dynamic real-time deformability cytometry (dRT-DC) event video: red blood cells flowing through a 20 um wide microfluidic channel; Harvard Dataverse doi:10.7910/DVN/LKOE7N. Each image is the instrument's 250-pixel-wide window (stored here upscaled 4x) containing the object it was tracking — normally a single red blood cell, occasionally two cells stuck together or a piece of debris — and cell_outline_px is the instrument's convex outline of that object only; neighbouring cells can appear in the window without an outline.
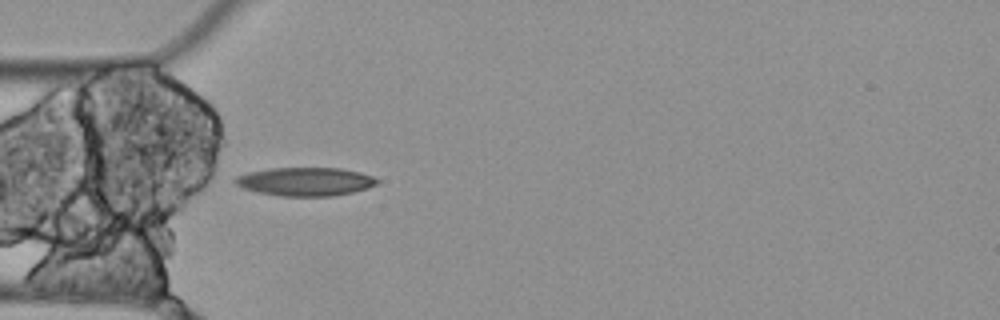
{"species": "Egyptian fruit bat (a non-hibernating species)", "species_latin": "Rousettus aegyptiacus", "temperature_condition": "cold", "stored_images_in_passage": 3, "camera_frame_rate_fps": 3000, "um_per_image_px": 0.085, "animal": {"sex": "female"}, "frame": {"image": 1, "passage_image": 3, "time_ms": 0.667, "image_size_px": [1000, 320], "cell_outline_px": [[380, 180], [376, 184], [352, 192], [332, 196], [280, 196], [256, 192], [244, 188], [236, 184], [232, 180], [236, 176], [248, 172], [268, 168], [340, 168], [360, 172], [372, 176]], "centroid_in_image_um": [25.91, 15.43], "position_along_channel_um": 59.1, "area_um2": 23.52}}